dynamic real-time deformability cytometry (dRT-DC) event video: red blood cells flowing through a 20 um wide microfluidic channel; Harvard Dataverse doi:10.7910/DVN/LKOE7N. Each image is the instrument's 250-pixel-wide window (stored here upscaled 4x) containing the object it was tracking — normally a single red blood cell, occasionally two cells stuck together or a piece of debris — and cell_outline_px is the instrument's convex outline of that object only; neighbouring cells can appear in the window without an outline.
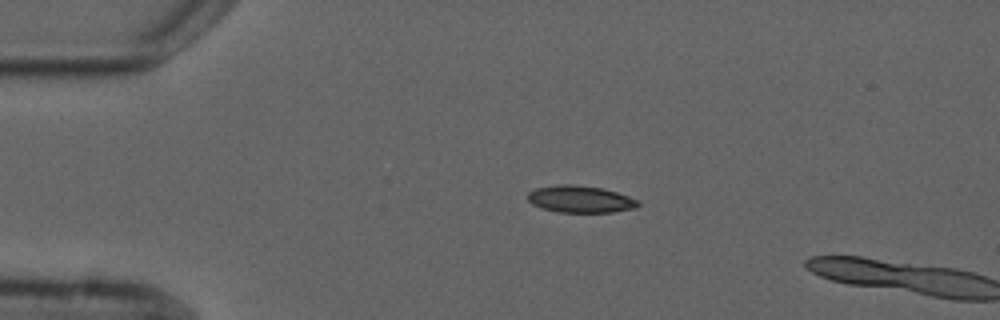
{"species": "common noctule bat (a hibernating species)", "species_latin": "Nyctalus noctula", "temperature_condition": "cold", "stored_images_in_passage": 2, "camera_frame_rate_fps": 3000, "um_per_image_px": 0.085, "animal": {"sex": "male", "forearm_length_mm": 52.5}, "frame": {"image": 1, "passage_image": 1, "time_ms": 0.0, "image_size_px": [1000, 320], "cell_outline_px": [[640, 204], [636, 208], [612, 212], [556, 212], [532, 204], [528, 200], [528, 192], [536, 188], [556, 184], [572, 184], [604, 188], [628, 196], [636, 200]], "centroid_in_image_um": [49.31, 16.92], "position_along_channel_um": 35.7, "area_um2": 17.34}}